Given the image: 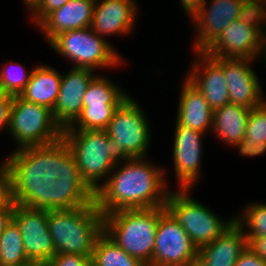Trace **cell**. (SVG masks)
Instances as JSON below:
<instances>
[{
  "mask_svg": "<svg viewBox=\"0 0 266 266\" xmlns=\"http://www.w3.org/2000/svg\"><path fill=\"white\" fill-rule=\"evenodd\" d=\"M130 159L105 130L63 129L59 155L41 178L62 194L93 196L114 167Z\"/></svg>",
  "mask_w": 266,
  "mask_h": 266,
  "instance_id": "cell-1",
  "label": "cell"
},
{
  "mask_svg": "<svg viewBox=\"0 0 266 266\" xmlns=\"http://www.w3.org/2000/svg\"><path fill=\"white\" fill-rule=\"evenodd\" d=\"M164 170L146 157L117 164L93 195L98 209L106 215L120 210L166 207L170 191Z\"/></svg>",
  "mask_w": 266,
  "mask_h": 266,
  "instance_id": "cell-2",
  "label": "cell"
},
{
  "mask_svg": "<svg viewBox=\"0 0 266 266\" xmlns=\"http://www.w3.org/2000/svg\"><path fill=\"white\" fill-rule=\"evenodd\" d=\"M8 130L18 146L8 158L22 162L34 175L41 176L57 159L63 129L50 108L14 96Z\"/></svg>",
  "mask_w": 266,
  "mask_h": 266,
  "instance_id": "cell-3",
  "label": "cell"
},
{
  "mask_svg": "<svg viewBox=\"0 0 266 266\" xmlns=\"http://www.w3.org/2000/svg\"><path fill=\"white\" fill-rule=\"evenodd\" d=\"M104 215L90 195H66L48 185V229L56 254L92 255Z\"/></svg>",
  "mask_w": 266,
  "mask_h": 266,
  "instance_id": "cell-4",
  "label": "cell"
},
{
  "mask_svg": "<svg viewBox=\"0 0 266 266\" xmlns=\"http://www.w3.org/2000/svg\"><path fill=\"white\" fill-rule=\"evenodd\" d=\"M47 217L48 184L41 178L15 204L12 216L19 227L25 254L34 265H45L56 255Z\"/></svg>",
  "mask_w": 266,
  "mask_h": 266,
  "instance_id": "cell-5",
  "label": "cell"
},
{
  "mask_svg": "<svg viewBox=\"0 0 266 266\" xmlns=\"http://www.w3.org/2000/svg\"><path fill=\"white\" fill-rule=\"evenodd\" d=\"M166 207L120 210L104 215L103 231L130 256L152 266L160 216Z\"/></svg>",
  "mask_w": 266,
  "mask_h": 266,
  "instance_id": "cell-6",
  "label": "cell"
},
{
  "mask_svg": "<svg viewBox=\"0 0 266 266\" xmlns=\"http://www.w3.org/2000/svg\"><path fill=\"white\" fill-rule=\"evenodd\" d=\"M265 38L266 10L252 8L245 16L231 22L204 52L210 57L255 60L264 56Z\"/></svg>",
  "mask_w": 266,
  "mask_h": 266,
  "instance_id": "cell-7",
  "label": "cell"
},
{
  "mask_svg": "<svg viewBox=\"0 0 266 266\" xmlns=\"http://www.w3.org/2000/svg\"><path fill=\"white\" fill-rule=\"evenodd\" d=\"M193 189L170 190L166 209L179 222L190 236L192 243L199 249L211 243L234 222L235 216L225 219L214 214L207 206L194 200L189 191Z\"/></svg>",
  "mask_w": 266,
  "mask_h": 266,
  "instance_id": "cell-8",
  "label": "cell"
},
{
  "mask_svg": "<svg viewBox=\"0 0 266 266\" xmlns=\"http://www.w3.org/2000/svg\"><path fill=\"white\" fill-rule=\"evenodd\" d=\"M49 45L62 57L73 61V67L77 68L97 71L99 68L117 67L124 61L110 42L90 27L61 32Z\"/></svg>",
  "mask_w": 266,
  "mask_h": 266,
  "instance_id": "cell-9",
  "label": "cell"
},
{
  "mask_svg": "<svg viewBox=\"0 0 266 266\" xmlns=\"http://www.w3.org/2000/svg\"><path fill=\"white\" fill-rule=\"evenodd\" d=\"M142 107L128 96L116 109L105 131L131 158L147 157L151 129Z\"/></svg>",
  "mask_w": 266,
  "mask_h": 266,
  "instance_id": "cell-10",
  "label": "cell"
},
{
  "mask_svg": "<svg viewBox=\"0 0 266 266\" xmlns=\"http://www.w3.org/2000/svg\"><path fill=\"white\" fill-rule=\"evenodd\" d=\"M198 248L173 215L166 210L159 218L152 266H187L197 262Z\"/></svg>",
  "mask_w": 266,
  "mask_h": 266,
  "instance_id": "cell-11",
  "label": "cell"
},
{
  "mask_svg": "<svg viewBox=\"0 0 266 266\" xmlns=\"http://www.w3.org/2000/svg\"><path fill=\"white\" fill-rule=\"evenodd\" d=\"M191 17L194 22V52L204 51L231 22L245 16L253 7L245 0H211ZM208 6V7H207Z\"/></svg>",
  "mask_w": 266,
  "mask_h": 266,
  "instance_id": "cell-12",
  "label": "cell"
},
{
  "mask_svg": "<svg viewBox=\"0 0 266 266\" xmlns=\"http://www.w3.org/2000/svg\"><path fill=\"white\" fill-rule=\"evenodd\" d=\"M222 69L227 81L230 103L250 109L263 104L266 99L252 62L246 58L211 57Z\"/></svg>",
  "mask_w": 266,
  "mask_h": 266,
  "instance_id": "cell-13",
  "label": "cell"
},
{
  "mask_svg": "<svg viewBox=\"0 0 266 266\" xmlns=\"http://www.w3.org/2000/svg\"><path fill=\"white\" fill-rule=\"evenodd\" d=\"M173 161L178 189H192L200 176L203 132L195 131L176 119Z\"/></svg>",
  "mask_w": 266,
  "mask_h": 266,
  "instance_id": "cell-14",
  "label": "cell"
},
{
  "mask_svg": "<svg viewBox=\"0 0 266 266\" xmlns=\"http://www.w3.org/2000/svg\"><path fill=\"white\" fill-rule=\"evenodd\" d=\"M96 76L91 69L77 67L62 75L59 94L52 110L55 121L62 129L71 126L81 115L85 91Z\"/></svg>",
  "mask_w": 266,
  "mask_h": 266,
  "instance_id": "cell-15",
  "label": "cell"
},
{
  "mask_svg": "<svg viewBox=\"0 0 266 266\" xmlns=\"http://www.w3.org/2000/svg\"><path fill=\"white\" fill-rule=\"evenodd\" d=\"M195 53L197 59L185 77L204 95L210 108L215 111L230 103L225 74L204 51Z\"/></svg>",
  "mask_w": 266,
  "mask_h": 266,
  "instance_id": "cell-16",
  "label": "cell"
},
{
  "mask_svg": "<svg viewBox=\"0 0 266 266\" xmlns=\"http://www.w3.org/2000/svg\"><path fill=\"white\" fill-rule=\"evenodd\" d=\"M135 0H96L90 28L100 37L127 35L138 12Z\"/></svg>",
  "mask_w": 266,
  "mask_h": 266,
  "instance_id": "cell-17",
  "label": "cell"
},
{
  "mask_svg": "<svg viewBox=\"0 0 266 266\" xmlns=\"http://www.w3.org/2000/svg\"><path fill=\"white\" fill-rule=\"evenodd\" d=\"M95 3L96 0H69L51 12L37 27L48 42L61 32L88 28L92 22Z\"/></svg>",
  "mask_w": 266,
  "mask_h": 266,
  "instance_id": "cell-18",
  "label": "cell"
},
{
  "mask_svg": "<svg viewBox=\"0 0 266 266\" xmlns=\"http://www.w3.org/2000/svg\"><path fill=\"white\" fill-rule=\"evenodd\" d=\"M247 246L244 230L234 222L214 241L198 249L197 262L201 266H235Z\"/></svg>",
  "mask_w": 266,
  "mask_h": 266,
  "instance_id": "cell-19",
  "label": "cell"
},
{
  "mask_svg": "<svg viewBox=\"0 0 266 266\" xmlns=\"http://www.w3.org/2000/svg\"><path fill=\"white\" fill-rule=\"evenodd\" d=\"M179 96L176 119L195 131L205 134L210 131L214 111L204 95L186 77Z\"/></svg>",
  "mask_w": 266,
  "mask_h": 266,
  "instance_id": "cell-20",
  "label": "cell"
},
{
  "mask_svg": "<svg viewBox=\"0 0 266 266\" xmlns=\"http://www.w3.org/2000/svg\"><path fill=\"white\" fill-rule=\"evenodd\" d=\"M62 75L58 70L47 65H37L32 68V73L25 89L19 96L25 101L46 106L53 110Z\"/></svg>",
  "mask_w": 266,
  "mask_h": 266,
  "instance_id": "cell-21",
  "label": "cell"
},
{
  "mask_svg": "<svg viewBox=\"0 0 266 266\" xmlns=\"http://www.w3.org/2000/svg\"><path fill=\"white\" fill-rule=\"evenodd\" d=\"M251 109L239 104L229 103L213 113L212 128L215 136L227 146L243 140Z\"/></svg>",
  "mask_w": 266,
  "mask_h": 266,
  "instance_id": "cell-22",
  "label": "cell"
},
{
  "mask_svg": "<svg viewBox=\"0 0 266 266\" xmlns=\"http://www.w3.org/2000/svg\"><path fill=\"white\" fill-rule=\"evenodd\" d=\"M91 266H146L120 248L103 231L96 239Z\"/></svg>",
  "mask_w": 266,
  "mask_h": 266,
  "instance_id": "cell-23",
  "label": "cell"
},
{
  "mask_svg": "<svg viewBox=\"0 0 266 266\" xmlns=\"http://www.w3.org/2000/svg\"><path fill=\"white\" fill-rule=\"evenodd\" d=\"M109 78L97 75L88 85L83 97V107L120 106L129 96Z\"/></svg>",
  "mask_w": 266,
  "mask_h": 266,
  "instance_id": "cell-24",
  "label": "cell"
},
{
  "mask_svg": "<svg viewBox=\"0 0 266 266\" xmlns=\"http://www.w3.org/2000/svg\"><path fill=\"white\" fill-rule=\"evenodd\" d=\"M34 174L18 160L6 158L0 165V207H3Z\"/></svg>",
  "mask_w": 266,
  "mask_h": 266,
  "instance_id": "cell-25",
  "label": "cell"
},
{
  "mask_svg": "<svg viewBox=\"0 0 266 266\" xmlns=\"http://www.w3.org/2000/svg\"><path fill=\"white\" fill-rule=\"evenodd\" d=\"M27 258L17 224L11 220L0 235V266H33Z\"/></svg>",
  "mask_w": 266,
  "mask_h": 266,
  "instance_id": "cell-26",
  "label": "cell"
},
{
  "mask_svg": "<svg viewBox=\"0 0 266 266\" xmlns=\"http://www.w3.org/2000/svg\"><path fill=\"white\" fill-rule=\"evenodd\" d=\"M243 211L244 215H235V222L244 230L246 238L256 239L266 235V203H249Z\"/></svg>",
  "mask_w": 266,
  "mask_h": 266,
  "instance_id": "cell-27",
  "label": "cell"
},
{
  "mask_svg": "<svg viewBox=\"0 0 266 266\" xmlns=\"http://www.w3.org/2000/svg\"><path fill=\"white\" fill-rule=\"evenodd\" d=\"M118 107H83V111L77 120L65 129L105 130Z\"/></svg>",
  "mask_w": 266,
  "mask_h": 266,
  "instance_id": "cell-28",
  "label": "cell"
},
{
  "mask_svg": "<svg viewBox=\"0 0 266 266\" xmlns=\"http://www.w3.org/2000/svg\"><path fill=\"white\" fill-rule=\"evenodd\" d=\"M8 63H6L7 67L4 66L0 71V92L16 96L25 89L32 70L25 71L24 66L20 63L10 61Z\"/></svg>",
  "mask_w": 266,
  "mask_h": 266,
  "instance_id": "cell-29",
  "label": "cell"
},
{
  "mask_svg": "<svg viewBox=\"0 0 266 266\" xmlns=\"http://www.w3.org/2000/svg\"><path fill=\"white\" fill-rule=\"evenodd\" d=\"M243 140L266 143V101L251 109Z\"/></svg>",
  "mask_w": 266,
  "mask_h": 266,
  "instance_id": "cell-30",
  "label": "cell"
},
{
  "mask_svg": "<svg viewBox=\"0 0 266 266\" xmlns=\"http://www.w3.org/2000/svg\"><path fill=\"white\" fill-rule=\"evenodd\" d=\"M41 179L34 175L3 207H0V235L11 222L15 204Z\"/></svg>",
  "mask_w": 266,
  "mask_h": 266,
  "instance_id": "cell-31",
  "label": "cell"
},
{
  "mask_svg": "<svg viewBox=\"0 0 266 266\" xmlns=\"http://www.w3.org/2000/svg\"><path fill=\"white\" fill-rule=\"evenodd\" d=\"M92 255L56 254L45 266H91Z\"/></svg>",
  "mask_w": 266,
  "mask_h": 266,
  "instance_id": "cell-32",
  "label": "cell"
},
{
  "mask_svg": "<svg viewBox=\"0 0 266 266\" xmlns=\"http://www.w3.org/2000/svg\"><path fill=\"white\" fill-rule=\"evenodd\" d=\"M69 0H41L30 12L32 22L38 26L51 12L62 7Z\"/></svg>",
  "mask_w": 266,
  "mask_h": 266,
  "instance_id": "cell-33",
  "label": "cell"
},
{
  "mask_svg": "<svg viewBox=\"0 0 266 266\" xmlns=\"http://www.w3.org/2000/svg\"><path fill=\"white\" fill-rule=\"evenodd\" d=\"M233 146L239 149V154L247 157H254L266 153V143L252 140H241Z\"/></svg>",
  "mask_w": 266,
  "mask_h": 266,
  "instance_id": "cell-34",
  "label": "cell"
},
{
  "mask_svg": "<svg viewBox=\"0 0 266 266\" xmlns=\"http://www.w3.org/2000/svg\"><path fill=\"white\" fill-rule=\"evenodd\" d=\"M14 96L0 92V131L9 126L10 109Z\"/></svg>",
  "mask_w": 266,
  "mask_h": 266,
  "instance_id": "cell-35",
  "label": "cell"
},
{
  "mask_svg": "<svg viewBox=\"0 0 266 266\" xmlns=\"http://www.w3.org/2000/svg\"><path fill=\"white\" fill-rule=\"evenodd\" d=\"M235 266H266V261L247 246L240 254Z\"/></svg>",
  "mask_w": 266,
  "mask_h": 266,
  "instance_id": "cell-36",
  "label": "cell"
},
{
  "mask_svg": "<svg viewBox=\"0 0 266 266\" xmlns=\"http://www.w3.org/2000/svg\"><path fill=\"white\" fill-rule=\"evenodd\" d=\"M248 246L266 261V235L256 239H247Z\"/></svg>",
  "mask_w": 266,
  "mask_h": 266,
  "instance_id": "cell-37",
  "label": "cell"
},
{
  "mask_svg": "<svg viewBox=\"0 0 266 266\" xmlns=\"http://www.w3.org/2000/svg\"><path fill=\"white\" fill-rule=\"evenodd\" d=\"M184 12L190 18L206 3L207 0H179Z\"/></svg>",
  "mask_w": 266,
  "mask_h": 266,
  "instance_id": "cell-38",
  "label": "cell"
},
{
  "mask_svg": "<svg viewBox=\"0 0 266 266\" xmlns=\"http://www.w3.org/2000/svg\"><path fill=\"white\" fill-rule=\"evenodd\" d=\"M251 7L266 10V0H245Z\"/></svg>",
  "mask_w": 266,
  "mask_h": 266,
  "instance_id": "cell-39",
  "label": "cell"
},
{
  "mask_svg": "<svg viewBox=\"0 0 266 266\" xmlns=\"http://www.w3.org/2000/svg\"><path fill=\"white\" fill-rule=\"evenodd\" d=\"M22 1L31 12L40 3L41 0H22Z\"/></svg>",
  "mask_w": 266,
  "mask_h": 266,
  "instance_id": "cell-40",
  "label": "cell"
},
{
  "mask_svg": "<svg viewBox=\"0 0 266 266\" xmlns=\"http://www.w3.org/2000/svg\"><path fill=\"white\" fill-rule=\"evenodd\" d=\"M265 64H266V38H265V50H264V57H263Z\"/></svg>",
  "mask_w": 266,
  "mask_h": 266,
  "instance_id": "cell-41",
  "label": "cell"
},
{
  "mask_svg": "<svg viewBox=\"0 0 266 266\" xmlns=\"http://www.w3.org/2000/svg\"><path fill=\"white\" fill-rule=\"evenodd\" d=\"M187 266H201L198 262L196 263H193V264H190V265H187Z\"/></svg>",
  "mask_w": 266,
  "mask_h": 266,
  "instance_id": "cell-42",
  "label": "cell"
}]
</instances>
